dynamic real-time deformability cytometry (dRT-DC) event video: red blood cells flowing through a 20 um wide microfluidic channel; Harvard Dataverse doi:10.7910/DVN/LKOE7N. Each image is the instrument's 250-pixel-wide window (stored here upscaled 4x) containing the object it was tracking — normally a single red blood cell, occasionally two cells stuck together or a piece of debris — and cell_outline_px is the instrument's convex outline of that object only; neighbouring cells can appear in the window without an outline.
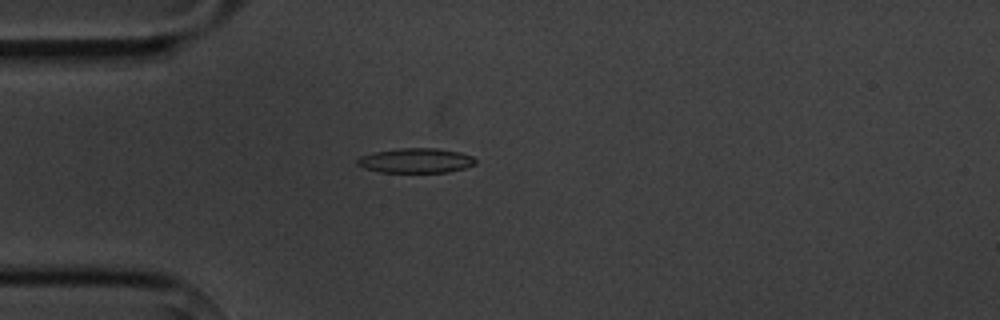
{"species": "common noctule bat (a hibernating species)", "species_latin": "Nyctalus noctula", "temperature_condition": "cold", "stored_images_in_passage": 5, "camera_frame_rate_fps": 3000, "um_per_image_px": 0.085, "animal": {"sex": "male", "body_mass_g": 20.1, "forearm_length_mm": 53.5}, "frame": {"image": 1, "passage_image": 5, "time_ms": 4.667, "image_size_px": [1000, 320], "cell_outline_px": [[476, 164], [464, 168], [448, 172], [380, 172], [364, 168], [356, 164], [356, 160], [360, 156], [372, 152], [400, 148], [436, 148], [460, 152], [472, 156], [476, 160]], "centroid_in_image_um": [35.33, 13.64], "position_along_channel_um": 49.7, "area_um2": 17.11}}